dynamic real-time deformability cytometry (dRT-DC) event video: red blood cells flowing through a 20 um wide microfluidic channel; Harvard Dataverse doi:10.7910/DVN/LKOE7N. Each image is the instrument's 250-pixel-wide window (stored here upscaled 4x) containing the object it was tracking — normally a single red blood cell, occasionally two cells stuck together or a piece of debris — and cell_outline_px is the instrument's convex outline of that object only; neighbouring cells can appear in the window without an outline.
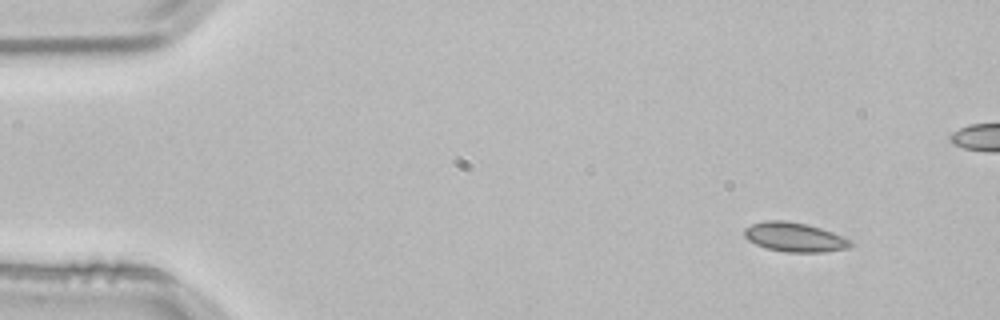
{"species": "common noctule bat (a hibernating species)", "species_latin": "Nyctalus noctula", "temperature_condition": "room temperature", "stored_images_in_passage": 3, "camera_frame_rate_fps": 3000, "um_per_image_px": 0.085, "animal": {"sex": "male", "body_mass_g": 21.5, "forearm_length_mm": 52.0}, "frame": {"image": 1, "passage_image": 1, "time_ms": 0.0, "image_size_px": [1000, 320], "cell_outline_px": [[852, 244], [848, 248], [824, 252], [784, 252], [764, 248], [748, 240], [744, 236], [744, 228], [752, 224], [764, 220], [784, 220], [808, 224], [832, 232], [852, 240]], "centroid_in_image_um": [67.52, 20.16], "position_along_channel_um": 17.5, "area_um2": 18.26}}